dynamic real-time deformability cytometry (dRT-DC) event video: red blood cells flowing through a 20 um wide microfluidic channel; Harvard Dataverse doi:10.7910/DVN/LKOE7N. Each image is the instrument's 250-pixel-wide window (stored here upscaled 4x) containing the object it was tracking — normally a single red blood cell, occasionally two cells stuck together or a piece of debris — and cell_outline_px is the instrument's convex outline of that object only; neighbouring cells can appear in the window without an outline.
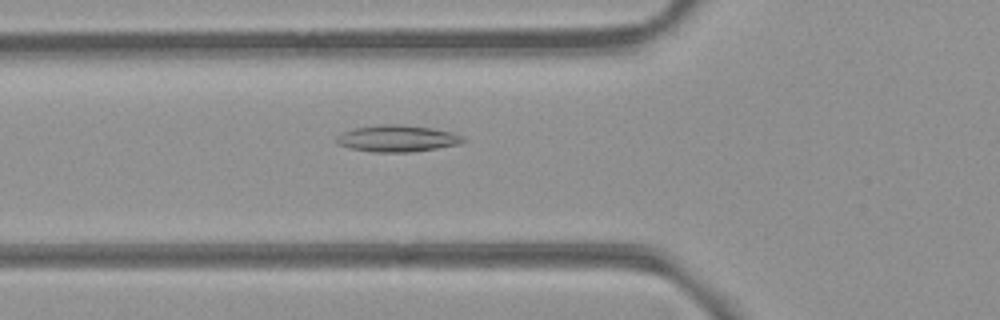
{"species": "common noctule bat (a hibernating species)", "species_latin": "Nyctalus noctula", "temperature_condition": "room temperature", "stored_images_in_passage": 50, "camera_frame_rate_fps": 3000, "um_per_image_px": 0.085, "animal": {"sex": "female", "body_mass_g": 21.9}, "frame": {"image": 1, "passage_image": 16, "time_ms": 5.0, "image_size_px": [1000, 320], "cell_outline_px": [[468, 140], [460, 144], [436, 148], [408, 152], [372, 152], [348, 148], [340, 144], [336, 140], [336, 136], [340, 132], [352, 128], [376, 124], [400, 124], [432, 128], [452, 132], [464, 136]], "centroid_in_image_um": [33.76, 11.76], "position_along_channel_um": 92.0, "area_um2": 19.94}}
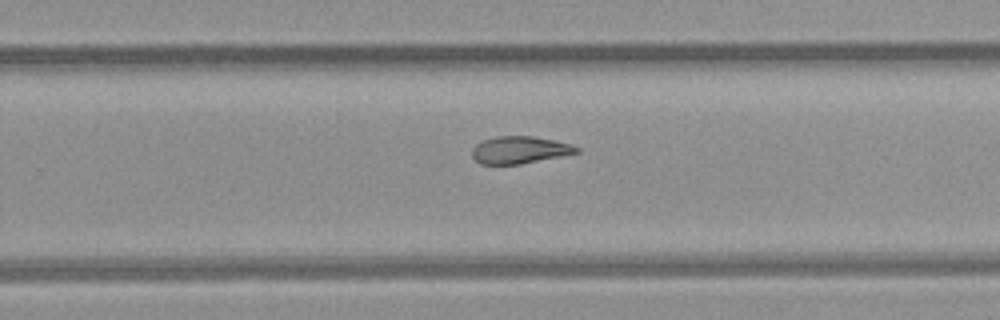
{"frame": {"image": 2, "passage_image": 31, "time_ms": 10.0, "image_size_px": [1000, 320], "cell_outline_px": [[580, 152], [520, 164], [480, 164], [472, 156], [472, 148], [476, 144], [484, 140], [496, 136], [532, 136], [556, 140], [580, 148]], "centroid_in_image_um": [44.16, 12.74], "position_along_channel_um": 285.6, "area_um2": 16.47}}
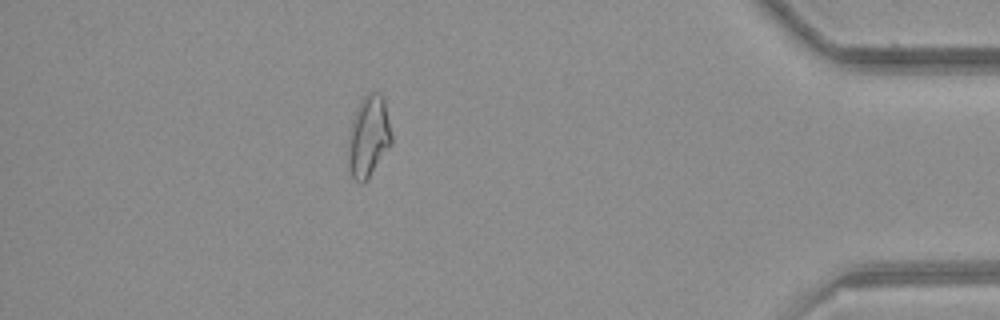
{"frame": {"image": 3, "passage_image": 44, "time_ms": 14.333, "image_size_px": [1000, 320], "cell_outline_px": [[392, 144], [364, 184], [360, 184], [352, 176], [348, 164], [348, 136], [352, 120], [360, 100], [368, 92], [380, 92], [384, 96], [392, 136]], "centroid_in_image_um": [31.33, 11.58], "position_along_channel_um": 403.9, "area_um2": 20.81}}